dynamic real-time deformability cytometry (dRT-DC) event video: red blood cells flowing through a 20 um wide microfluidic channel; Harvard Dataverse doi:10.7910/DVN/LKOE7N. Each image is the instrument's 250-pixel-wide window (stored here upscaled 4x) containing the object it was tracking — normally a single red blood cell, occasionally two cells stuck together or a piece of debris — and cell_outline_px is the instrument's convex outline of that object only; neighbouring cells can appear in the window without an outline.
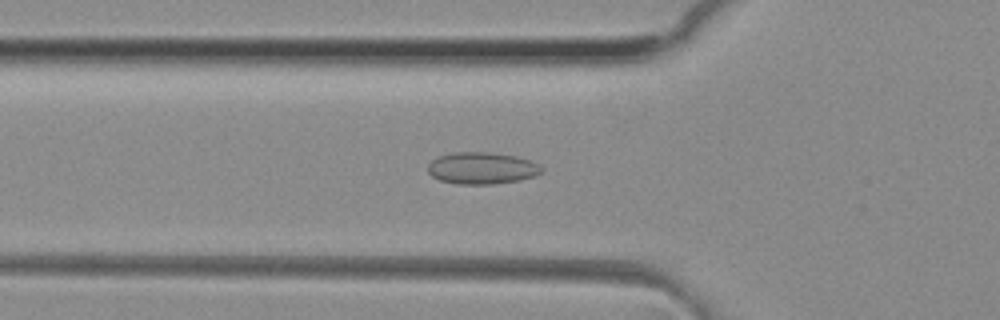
{"species": "common noctule bat (a hibernating species)", "species_latin": "Nyctalus noctula", "temperature_condition": "room temperature", "stored_images_in_passage": 49, "camera_frame_rate_fps": 3000, "um_per_image_px": 0.085, "animal": {"sex": "female", "body_mass_g": 29.2, "forearm_length_mm": 56.3}, "frame": {"image": 1, "passage_image": 16, "time_ms": 5.0, "image_size_px": [1000, 320], "cell_outline_px": [[544, 172], [536, 176], [520, 180], [492, 184], [456, 184], [440, 180], [432, 176], [428, 172], [428, 164], [432, 160], [440, 156], [456, 152], [488, 152], [516, 156], [540, 164], [544, 168]], "centroid_in_image_um": [41.0, 14.3], "position_along_channel_um": 84.8, "area_um2": 21.21}}
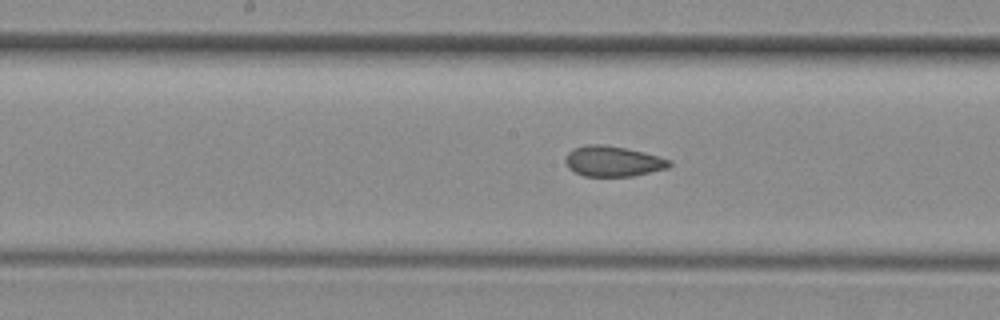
{"frame": {"image": 2, "passage_image": 24, "time_ms": 7.667, "image_size_px": [1000, 320], "cell_outline_px": [[672, 164], [668, 168], [632, 176], [584, 176], [568, 168], [564, 160], [568, 152], [572, 148], [584, 144], [604, 144], [644, 152], [660, 156], [672, 160]], "centroid_in_image_um": [52.09, 13.69], "position_along_channel_um": 196.1, "area_um2": 18.61}}
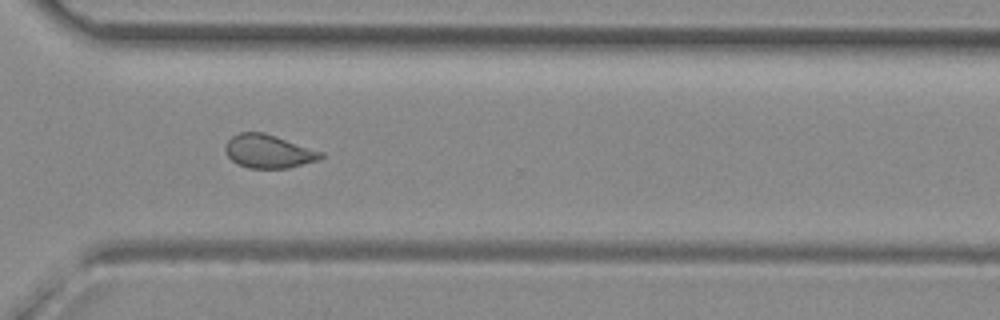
{"frame": {"image": 3, "passage_image": 35, "time_ms": 11.333, "image_size_px": [1000, 320], "cell_outline_px": [[324, 156], [320, 160], [288, 168], [248, 168], [232, 160], [228, 156], [224, 148], [228, 140], [232, 136], [240, 132], [264, 132], [324, 152]], "centroid_in_image_um": [22.85, 12.86], "position_along_channel_um": 347.7, "area_um2": 18.61}, "authors_computed_cell_mechanics": {"area_um2": 19.4786, "velocity_mm_per_s": 4.1459, "shape_relaxation_time_tau1_ms": null, "shape_relaxation_time_tau2_ms": 1.3664, "deformation_change_tau1": null, "deformation_change_tau2": 0.0787}}